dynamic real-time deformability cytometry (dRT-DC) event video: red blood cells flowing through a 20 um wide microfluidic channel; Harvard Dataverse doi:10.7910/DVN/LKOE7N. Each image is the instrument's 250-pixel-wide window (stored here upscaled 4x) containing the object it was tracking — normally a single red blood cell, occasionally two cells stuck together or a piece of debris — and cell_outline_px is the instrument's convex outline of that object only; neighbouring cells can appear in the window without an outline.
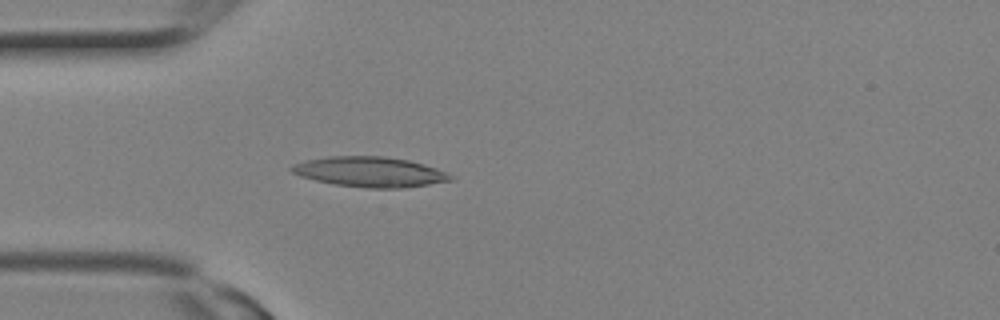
{"species": "Egyptian fruit bat (a non-hibernating species)", "species_latin": "Rousettus aegyptiacus", "temperature_condition": "room temperature", "stored_images_in_passage": 3, "camera_frame_rate_fps": 3000, "um_per_image_px": 0.085, "animal": {"sex": "female"}, "frame": {"image": 1, "passage_image": 3, "time_ms": 0.667, "image_size_px": [1000, 320], "cell_outline_px": [[456, 180], [404, 188], [368, 188], [336, 184], [316, 180], [300, 176], [292, 172], [288, 168], [296, 164], [308, 160], [328, 156], [384, 156], [408, 160], [424, 164], [448, 172], [456, 176]], "centroid_in_image_um": [31.53, 14.61], "position_along_channel_um": 53.5, "area_um2": 27.98}}